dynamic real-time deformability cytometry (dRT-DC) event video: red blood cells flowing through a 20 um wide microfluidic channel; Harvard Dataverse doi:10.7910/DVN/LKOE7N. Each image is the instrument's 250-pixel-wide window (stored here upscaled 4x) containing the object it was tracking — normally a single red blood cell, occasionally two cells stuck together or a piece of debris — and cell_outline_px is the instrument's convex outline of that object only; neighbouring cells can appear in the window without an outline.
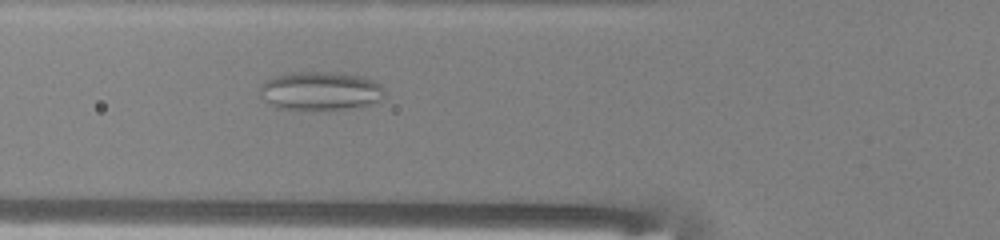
{"species": "common noctule bat (a hibernating species)", "species_latin": "Nyctalus noctula", "temperature_condition": "warm", "stored_images_in_passage": 41, "camera_frame_rate_fps": 3000, "um_per_image_px": 0.085, "animal": {"sex": "male", "body_mass_g": 13.0, "forearm_length_mm": 53.1}, "frame": {"image": 1, "passage_image": 18, "time_ms": 5.667, "image_size_px": [1000, 240], "cell_outline_px": [[384, 96], [380, 100], [372, 104], [360, 108], [328, 112], [276, 108], [260, 92], [260, 84], [276, 76], [292, 72], [332, 72], [360, 76], [376, 80], [384, 88]], "centroid_in_image_um": [27.32, 7.77], "position_along_channel_um": 98.5, "area_um2": 28.78}}
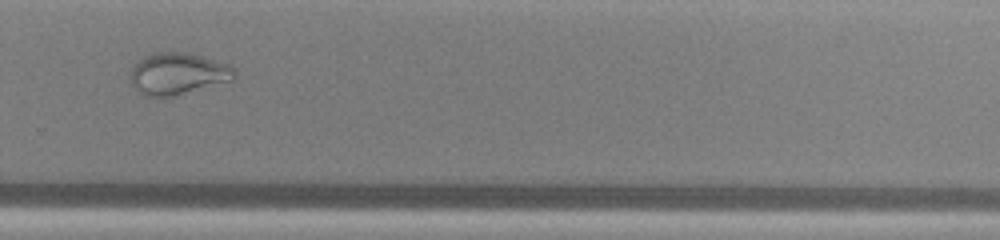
{"frame": {"image": 2, "passage_image": 34, "time_ms": 11.0, "image_size_px": [1000, 240], "cell_outline_px": [[236, 76], [232, 80], [172, 96], [144, 96], [132, 84], [132, 68], [144, 56], [152, 52], [188, 52], [228, 64], [236, 68]], "centroid_in_image_um": [15.15, 6.24], "position_along_channel_um": 314.7, "area_um2": 25.03}}
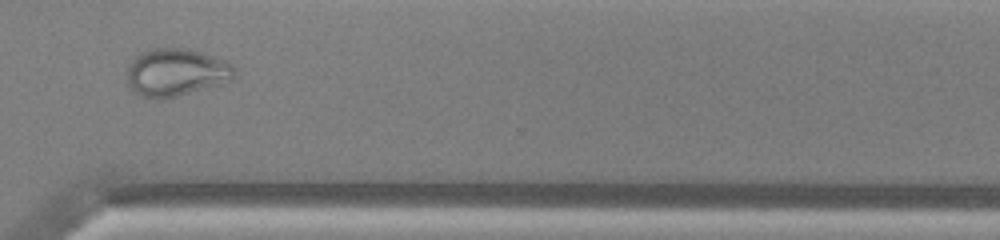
{"frame": {"image": 3, "passage_image": 37, "time_ms": 12.0, "image_size_px": [1000, 240], "cell_outline_px": [[236, 76], [232, 80], [220, 84], [176, 96], [144, 96], [136, 92], [128, 84], [128, 68], [132, 60], [140, 52], [152, 48], [184, 48], [200, 52], [224, 60], [232, 64], [236, 72]], "centroid_in_image_um": [15.0, 6.11], "position_along_channel_um": 355.6, "area_um2": 29.13}, "authors_computed_cell_mechanics": {"area_um2": 29.5936, "velocity_mm_per_s": 4.054, "shape_relaxation_time_tau1_ms": null, "shape_relaxation_time_tau2_ms": 1.3045, "deformation_change_tau1": null, "deformation_change_tau2": 0.0709}}